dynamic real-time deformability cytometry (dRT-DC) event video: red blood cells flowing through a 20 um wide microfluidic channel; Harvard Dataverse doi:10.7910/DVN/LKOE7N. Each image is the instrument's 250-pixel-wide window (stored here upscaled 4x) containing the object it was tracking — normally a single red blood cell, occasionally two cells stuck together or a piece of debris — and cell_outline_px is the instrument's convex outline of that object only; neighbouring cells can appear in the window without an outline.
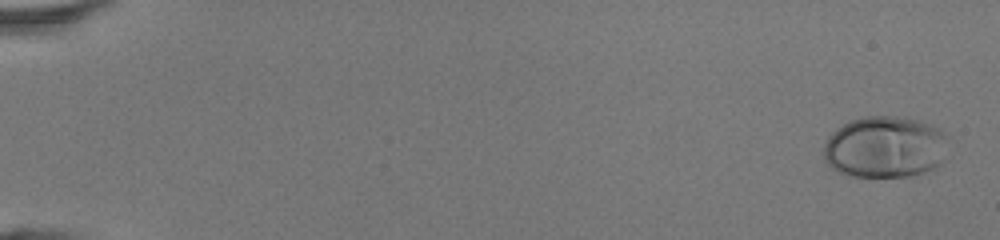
{"species": "human", "species_latin": "Homo sapiens", "temperature_condition": "room temperature", "stored_images_in_passage": 49, "camera_frame_rate_fps": 3000, "um_per_image_px": 0.085, "donor": {"sex": "female"}, "frame": {"image": 1, "passage_image": 2, "time_ms": 0.333, "image_size_px": [1000, 240], "cell_outline_px": [[948, 136], [940, 164], [924, 172], [912, 176], [852, 176], [840, 172], [832, 168], [824, 160], [824, 144], [828, 136], [836, 128], [848, 120], [864, 116], [896, 116], [920, 120], [940, 128]], "centroid_in_image_um": [75.2, 12.47], "position_along_channel_um": 9.8, "area_um2": 44.97}}
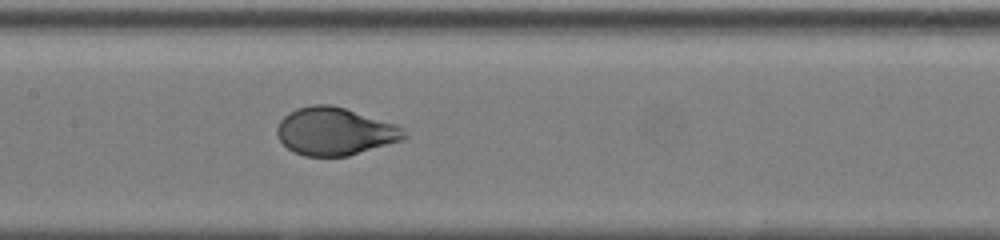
{"frame": {"image": 2, "passage_image": 26, "time_ms": 8.333, "image_size_px": [1000, 240], "cell_outline_px": [[408, 136], [404, 140], [348, 156], [304, 156], [288, 148], [280, 140], [276, 132], [276, 128], [280, 120], [288, 112], [296, 108], [312, 104], [332, 104], [396, 124], [404, 128]], "centroid_in_image_um": [28.48, 11.16], "position_along_channel_um": 178.9, "area_um2": 35.55}}
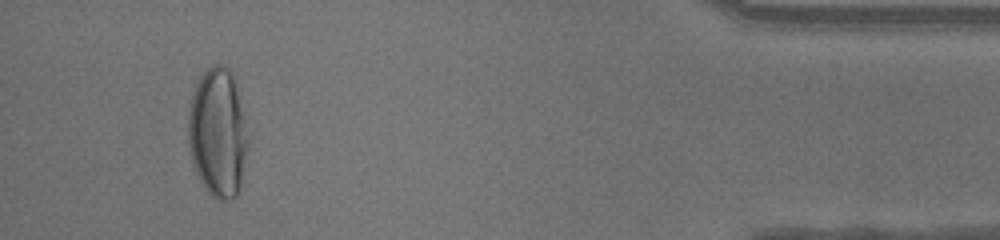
{"frame": {"image": 3, "passage_image": 46, "time_ms": 15.0, "image_size_px": [1000, 240], "cell_outline_px": [[248, 144], [240, 184], [236, 196], [228, 200], [216, 200], [208, 192], [200, 180], [196, 172], [192, 160], [188, 144], [188, 112], [192, 96], [196, 84], [200, 76], [212, 64], [224, 64], [232, 72], [248, 136]], "centroid_in_image_um": [18.49, 11.29], "position_along_channel_um": 416.7, "area_um2": 44.62}, "authors_computed_cell_mechanics": {"area_um2": 36.8186, "velocity_mm_per_s": 4.3737, "shape_relaxation_time_tau1_ms": 4.0335, "shape_relaxation_time_tau2_ms": null, "deformation_change_tau1": 0.2176, "deformation_change_tau2": null}}